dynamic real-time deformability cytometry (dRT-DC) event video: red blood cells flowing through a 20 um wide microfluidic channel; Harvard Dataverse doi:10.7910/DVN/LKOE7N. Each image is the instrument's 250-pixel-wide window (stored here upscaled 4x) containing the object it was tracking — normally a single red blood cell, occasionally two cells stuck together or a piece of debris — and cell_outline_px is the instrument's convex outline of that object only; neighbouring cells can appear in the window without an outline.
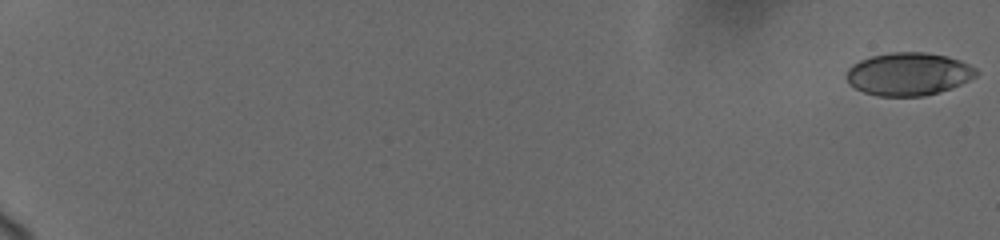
{"species": "human", "species_latin": "Homo sapiens", "temperature_condition": "cold", "stored_images_in_passage": 22, "camera_frame_rate_fps": 3000, "um_per_image_px": 0.085, "donor": {"sex": "female"}, "frame": {"image": 1, "passage_image": 1, "time_ms": 0.0, "image_size_px": [1000, 240], "cell_outline_px": [[980, 72], [976, 76], [952, 88], [940, 92], [924, 96], [876, 96], [864, 92], [848, 84], [844, 76], [848, 68], [852, 64], [860, 60], [872, 56], [892, 52], [924, 52], [948, 56], [960, 60], [976, 68]], "centroid_in_image_um": [77.21, 6.29], "position_along_channel_um": 7.8, "area_um2": 32.71}}
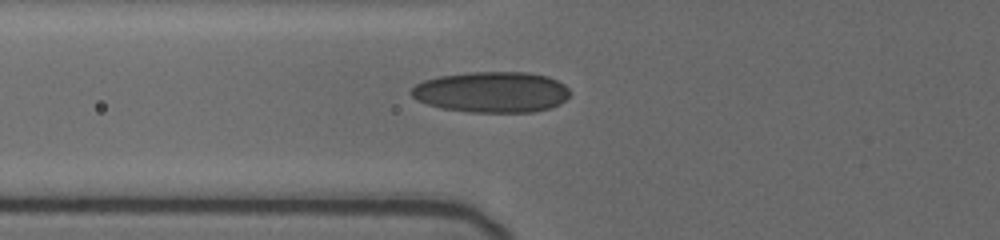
{"frame": {"image": 2, "passage_image": 13, "time_ms": 8.333, "image_size_px": [1000, 240], "cell_outline_px": [[572, 92], [560, 104], [548, 108], [532, 112], [472, 112], [440, 108], [416, 100], [408, 92], [416, 84], [424, 80], [440, 76], [468, 72], [528, 72], [548, 76], [564, 84]], "centroid_in_image_um": [41.79, 7.82], "position_along_channel_um": 84.0, "area_um2": 37.92}}
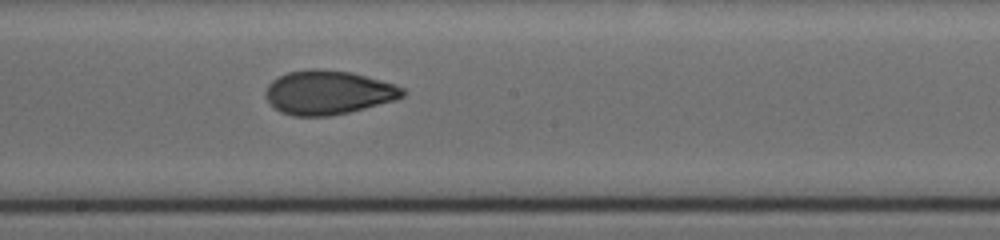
{"frame": {"image": 3, "passage_image": 22, "time_ms": 12.0, "image_size_px": [1000, 240], "cell_outline_px": [[408, 92], [404, 96], [396, 100], [348, 112], [328, 116], [292, 116], [280, 112], [268, 100], [264, 92], [268, 84], [272, 80], [288, 72], [312, 68], [316, 68], [352, 72], [396, 84], [404, 88]], "centroid_in_image_um": [27.92, 7.85], "position_along_channel_um": 220.3, "area_um2": 35.26}}